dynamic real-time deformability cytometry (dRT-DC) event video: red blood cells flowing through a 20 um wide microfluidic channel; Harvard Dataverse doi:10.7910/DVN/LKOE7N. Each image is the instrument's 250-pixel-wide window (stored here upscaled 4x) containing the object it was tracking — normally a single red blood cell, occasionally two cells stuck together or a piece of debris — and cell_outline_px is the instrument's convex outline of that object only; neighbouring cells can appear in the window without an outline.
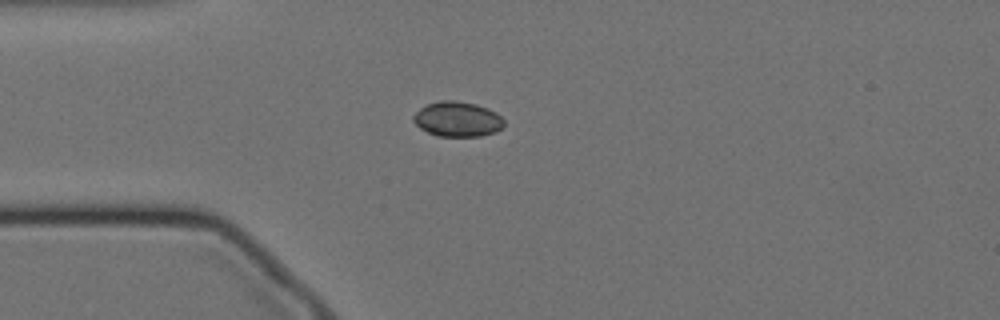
{"species": "Egyptian fruit bat (a non-hibernating species)", "species_latin": "Rousettus aegyptiacus", "temperature_condition": "cold", "stored_images_in_passage": 53, "camera_frame_rate_fps": 3000, "um_per_image_px": 0.085, "animal": {"sex": "female"}, "frame": {"image": 1, "passage_image": 14, "time_ms": 4.333, "image_size_px": [1000, 320], "cell_outline_px": [[504, 124], [496, 132], [480, 136], [436, 136], [420, 128], [412, 120], [412, 116], [420, 108], [428, 104], [440, 100], [452, 100], [476, 104], [488, 108], [496, 112], [504, 120]], "centroid_in_image_um": [38.87, 10.13], "position_along_channel_um": 46.1, "area_um2": 18.5}}
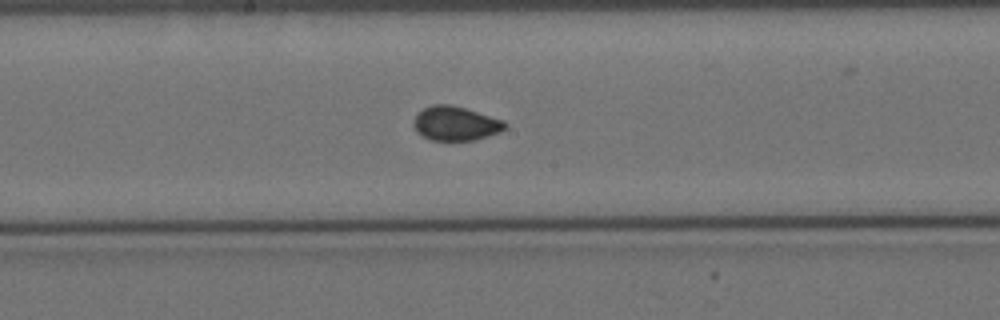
{"frame": {"image": 2, "passage_image": 29, "time_ms": 9.333, "image_size_px": [1000, 320], "cell_outline_px": [[508, 128], [500, 132], [488, 136], [472, 140], [432, 140], [416, 132], [412, 124], [416, 112], [432, 104], [452, 104], [504, 120], [508, 124]], "centroid_in_image_um": [38.72, 10.48], "position_along_channel_um": 209.5, "area_um2": 18.44}}
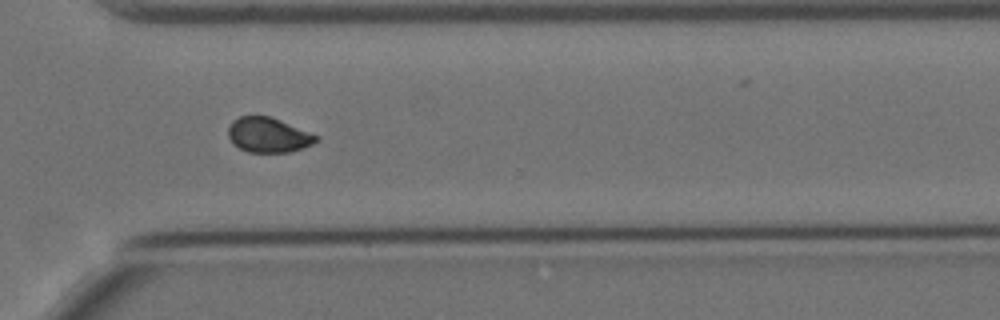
{"frame": {"image": 3, "passage_image": 41, "time_ms": 13.333, "image_size_px": [1000, 320], "cell_outline_px": [[320, 140], [312, 144], [288, 152], [248, 152], [232, 144], [228, 136], [228, 128], [232, 120], [240, 116], [268, 116], [280, 120], [320, 136]], "centroid_in_image_um": [22.79, 11.47], "position_along_channel_um": 347.8, "area_um2": 17.86}, "authors_computed_cell_mechanics": {"area_um2": 18.0914, "velocity_mm_per_s": 3.4662, "shape_relaxation_time_tau1_ms": 5.5214, "shape_relaxation_time_tau2_ms": null, "deformation_change_tau1": 0.0742, "deformation_change_tau2": null}}